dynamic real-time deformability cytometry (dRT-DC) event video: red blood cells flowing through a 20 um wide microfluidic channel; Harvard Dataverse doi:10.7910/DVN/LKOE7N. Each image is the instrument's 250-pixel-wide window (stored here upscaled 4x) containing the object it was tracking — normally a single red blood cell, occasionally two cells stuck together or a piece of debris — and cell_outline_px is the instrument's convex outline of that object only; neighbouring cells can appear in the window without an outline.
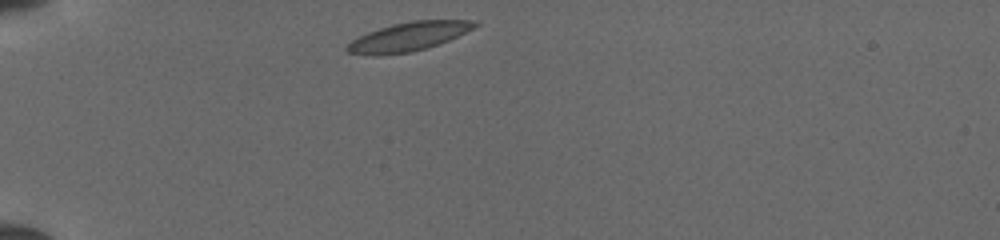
{"species": "common noctule bat (a hibernating species)", "species_latin": "Nyctalus noctula", "temperature_condition": "cold", "stored_images_in_passage": 31, "camera_frame_rate_fps": 3000, "um_per_image_px": 0.085, "animal": {"sex": "female", "body_mass_g": 19.5, "forearm_length_mm": 54.1}, "frame": {"image": 1, "passage_image": 1, "time_ms": 0.0, "image_size_px": [1000, 240], "cell_outline_px": [[480, 24], [440, 44], [428, 48], [412, 52], [376, 56], [372, 56], [348, 52], [344, 48], [352, 40], [368, 32], [392, 24], [412, 20], [476, 20]], "centroid_in_image_um": [34.71, 3.12], "position_along_channel_um": 50.3, "area_um2": 21.44}}
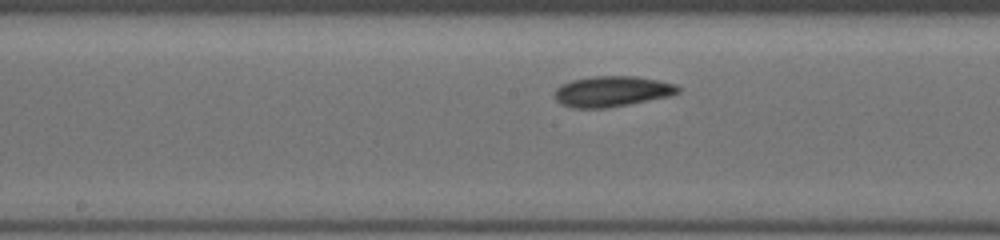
{"frame": {"image": 2, "passage_image": 14, "time_ms": 4.333, "image_size_px": [1000, 240], "cell_outline_px": [[680, 92], [672, 96], [608, 108], [572, 108], [560, 104], [552, 96], [556, 88], [560, 84], [572, 80], [592, 76], [636, 76], [676, 84], [680, 88]], "centroid_in_image_um": [51.99, 7.77], "position_along_channel_um": 196.2, "area_um2": 22.37}}
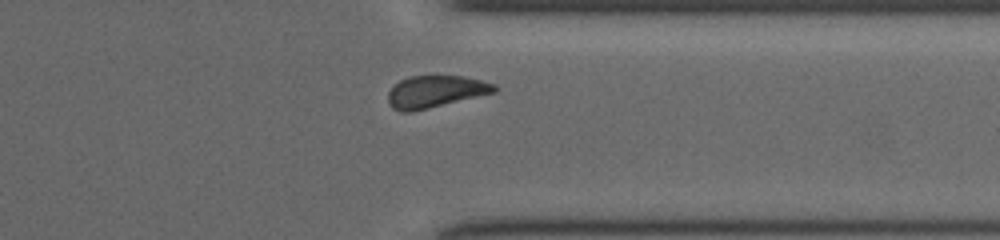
{"frame": {"image": 3, "passage_image": 27, "time_ms": 8.667, "image_size_px": [1000, 240], "cell_outline_px": [[500, 88], [496, 92], [412, 112], [400, 112], [392, 108], [388, 104], [388, 92], [400, 80], [408, 76], [464, 76], [496, 84]], "centroid_in_image_um": [37.02, 7.79], "position_along_channel_um": 374.4, "area_um2": 19.94}}